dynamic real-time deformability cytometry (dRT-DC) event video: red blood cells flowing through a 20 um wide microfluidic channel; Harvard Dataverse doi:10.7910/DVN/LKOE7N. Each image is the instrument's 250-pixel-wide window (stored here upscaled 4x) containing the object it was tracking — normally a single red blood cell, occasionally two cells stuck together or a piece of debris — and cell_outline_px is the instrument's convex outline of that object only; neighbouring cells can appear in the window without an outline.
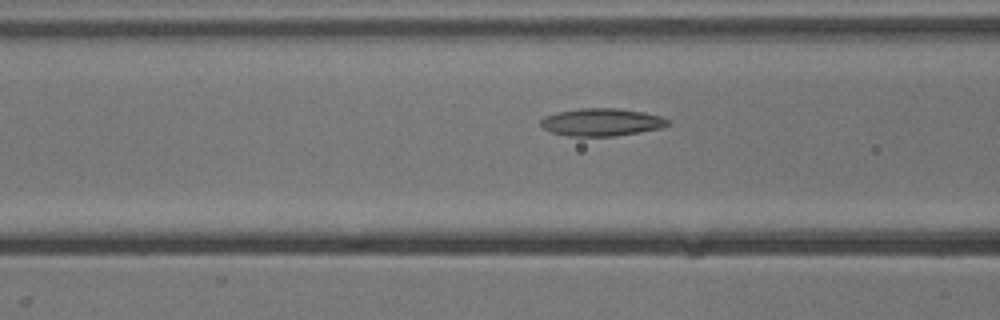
{"species": "common noctule bat (a hibernating species)", "species_latin": "Nyctalus noctula", "temperature_condition": "cold", "stored_images_in_passage": 16, "camera_frame_rate_fps": 3000, "um_per_image_px": 0.085, "animal": {"sex": "male", "body_mass_g": 13.3}, "frame": {"image": 1, "passage_image": 14, "time_ms": 4.333, "image_size_px": [1000, 320], "cell_outline_px": [[672, 124], [660, 128], [640, 132], [616, 136], [568, 136], [552, 132], [544, 128], [540, 124], [540, 120], [544, 116], [556, 112], [580, 108], [616, 108], [644, 112], [660, 116], [668, 120]], "centroid_in_image_um": [51.13, 10.38], "position_along_channel_um": 115.5, "area_um2": 20.52}}